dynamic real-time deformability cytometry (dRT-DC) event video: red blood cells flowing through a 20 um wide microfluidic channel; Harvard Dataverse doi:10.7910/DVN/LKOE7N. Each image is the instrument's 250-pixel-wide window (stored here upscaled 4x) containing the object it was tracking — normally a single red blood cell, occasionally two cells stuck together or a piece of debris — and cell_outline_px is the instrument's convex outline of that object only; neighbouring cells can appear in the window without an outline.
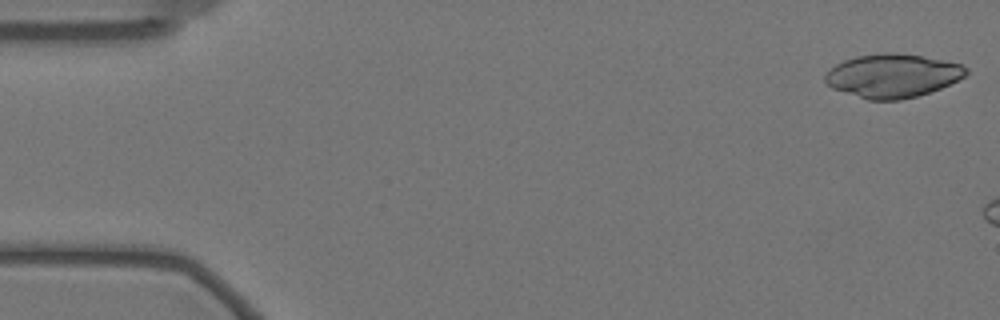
{"species": "Egyptian fruit bat (a non-hibernating species)", "species_latin": "Rousettus aegyptiacus", "temperature_condition": "warm", "stored_images_in_passage": 7, "camera_frame_rate_fps": 3000, "um_per_image_px": 0.085, "animal": {"sex": "female"}, "frame": {"image": 1, "passage_image": 1, "time_ms": 0.0, "image_size_px": [1000, 320], "cell_outline_px": [[968, 72], [964, 76], [940, 88], [916, 96], [900, 100], [868, 100], [832, 88], [824, 80], [824, 76], [836, 64], [844, 60], [856, 56], [884, 52], [920, 56], [960, 64], [968, 68]], "centroid_in_image_um": [75.83, 6.44], "position_along_channel_um": 9.2, "area_um2": 35.26}}